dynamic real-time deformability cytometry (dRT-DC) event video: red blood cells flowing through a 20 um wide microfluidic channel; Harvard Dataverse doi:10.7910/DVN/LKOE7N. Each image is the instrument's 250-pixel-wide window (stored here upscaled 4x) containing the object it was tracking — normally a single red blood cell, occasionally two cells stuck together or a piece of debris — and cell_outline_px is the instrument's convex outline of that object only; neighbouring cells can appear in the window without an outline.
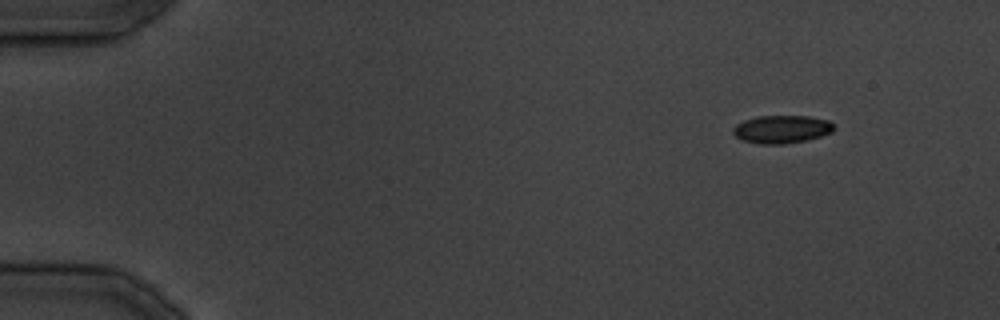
{"species": "common noctule bat (a hibernating species)", "species_latin": "Nyctalus noctula", "temperature_condition": "cold", "stored_images_in_passage": 32, "camera_frame_rate_fps": 3000, "um_per_image_px": 0.085, "animal": {"sex": "male", "body_mass_g": 19.5, "forearm_length_mm": 54.6}, "frame": {"image": 1, "passage_image": 1, "time_ms": 0.0, "image_size_px": [1000, 320], "cell_outline_px": [[836, 128], [832, 132], [808, 140], [784, 144], [760, 144], [744, 140], [736, 136], [732, 132], [732, 128], [736, 124], [744, 120], [756, 116], [808, 116], [828, 120]], "centroid_in_image_um": [66.45, 10.98], "position_along_channel_um": 18.6, "area_um2": 16.47}}
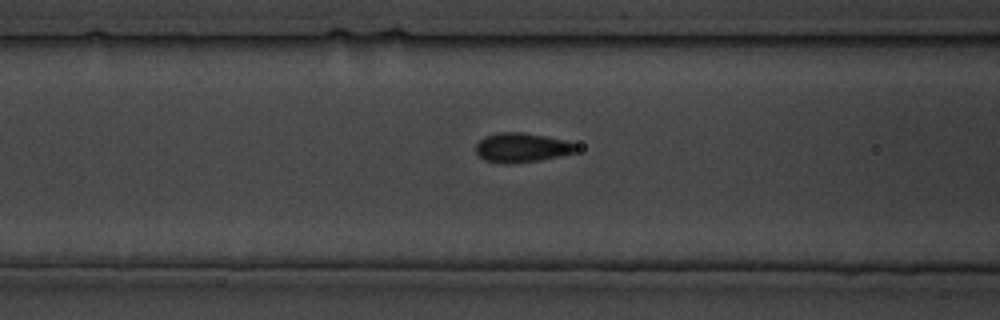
{"frame": {"image": 2, "passage_image": 12, "time_ms": 13.333, "image_size_px": [1000, 320], "cell_outline_px": [[576, 152], [560, 156], [540, 160], [512, 164], [504, 164], [484, 160], [476, 152], [476, 144], [484, 136], [496, 132], [524, 132], [548, 136], [564, 140], [576, 144]], "centroid_in_image_um": [44.33, 12.54], "position_along_channel_um": 122.3, "area_um2": 17.4}}
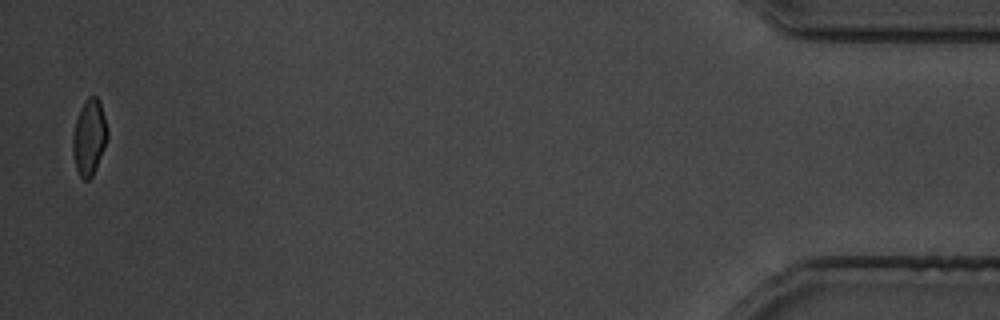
{"frame": {"image": 3, "passage_image": 32, "time_ms": 38.0, "image_size_px": [1000, 320], "cell_outline_px": [[108, 136], [104, 148], [96, 168], [92, 176], [88, 180], [84, 180], [80, 176], [76, 168], [72, 152], [72, 136], [76, 120], [80, 108], [84, 100], [88, 96], [96, 96], [100, 100], [108, 128]], "centroid_in_image_um": [7.58, 11.64], "position_along_channel_um": 427.6, "area_um2": 15.49}}